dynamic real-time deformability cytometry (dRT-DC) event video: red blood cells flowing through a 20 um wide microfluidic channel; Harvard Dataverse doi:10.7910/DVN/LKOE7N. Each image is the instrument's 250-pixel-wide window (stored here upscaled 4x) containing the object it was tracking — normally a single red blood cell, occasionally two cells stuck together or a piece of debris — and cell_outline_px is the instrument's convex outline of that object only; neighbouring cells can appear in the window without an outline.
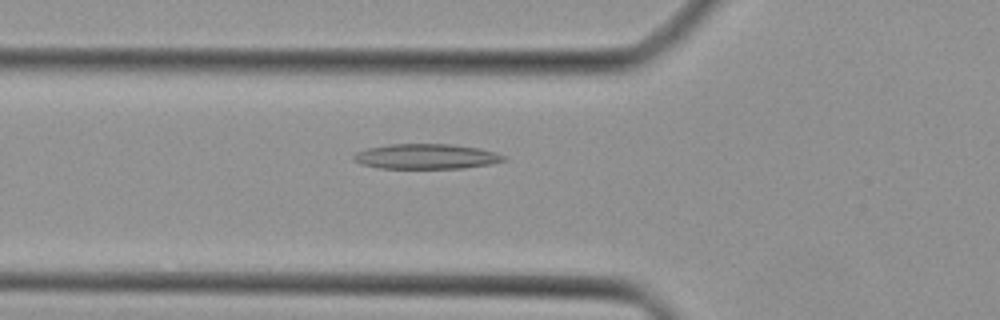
{"species": "Egyptian fruit bat (a non-hibernating species)", "species_latin": "Rousettus aegyptiacus", "temperature_condition": "cold", "stored_images_in_passage": 35, "camera_frame_rate_fps": 3000, "um_per_image_px": 0.085, "animal": {"sex": "female"}, "frame": {"image": 1, "passage_image": 6, "time_ms": 1.667, "image_size_px": [1000, 320], "cell_outline_px": [[508, 160], [492, 164], [464, 168], [380, 168], [360, 164], [352, 160], [352, 156], [356, 152], [368, 148], [388, 144], [448, 144], [480, 148], [496, 152], [504, 156]], "centroid_in_image_um": [36.23, 13.3], "position_along_channel_um": 89.6, "area_um2": 22.08}}
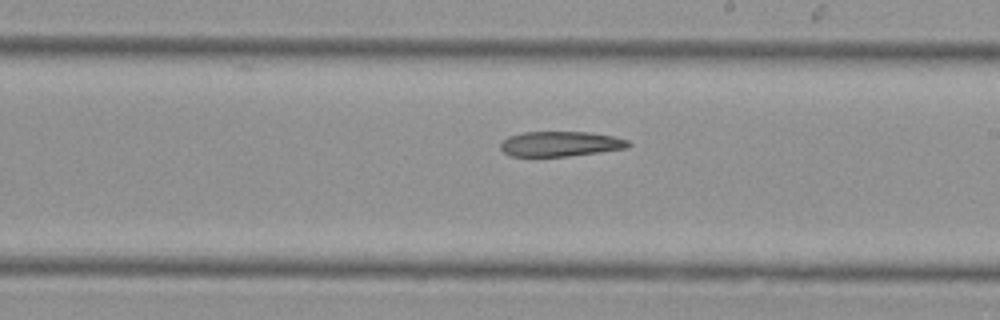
{"frame": {"image": 2, "passage_image": 16, "time_ms": 5.0, "image_size_px": [1000, 320], "cell_outline_px": [[632, 144], [628, 148], [600, 152], [568, 156], [512, 156], [504, 152], [500, 148], [500, 144], [508, 136], [524, 132], [588, 132], [612, 136], [628, 140]], "centroid_in_image_um": [47.65, 12.23], "position_along_channel_um": 241.3, "area_um2": 18.61}}
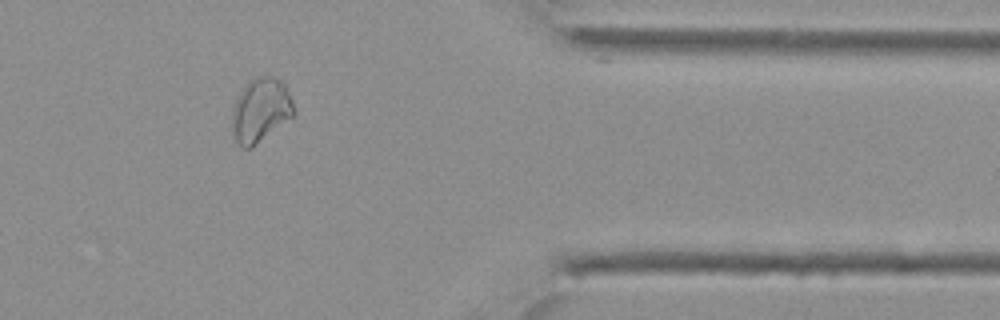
{"frame": {"image": 3, "passage_image": 27, "time_ms": 8.667, "image_size_px": [1000, 320], "cell_outline_px": [[296, 112], [292, 116], [252, 148], [244, 148], [236, 140], [232, 132], [232, 112], [236, 100], [240, 92], [248, 80], [256, 76], [272, 76], [280, 80], [284, 84], [292, 100]], "centroid_in_image_um": [22.14, 9.35], "position_along_channel_um": 389.3, "area_um2": 22.89}}